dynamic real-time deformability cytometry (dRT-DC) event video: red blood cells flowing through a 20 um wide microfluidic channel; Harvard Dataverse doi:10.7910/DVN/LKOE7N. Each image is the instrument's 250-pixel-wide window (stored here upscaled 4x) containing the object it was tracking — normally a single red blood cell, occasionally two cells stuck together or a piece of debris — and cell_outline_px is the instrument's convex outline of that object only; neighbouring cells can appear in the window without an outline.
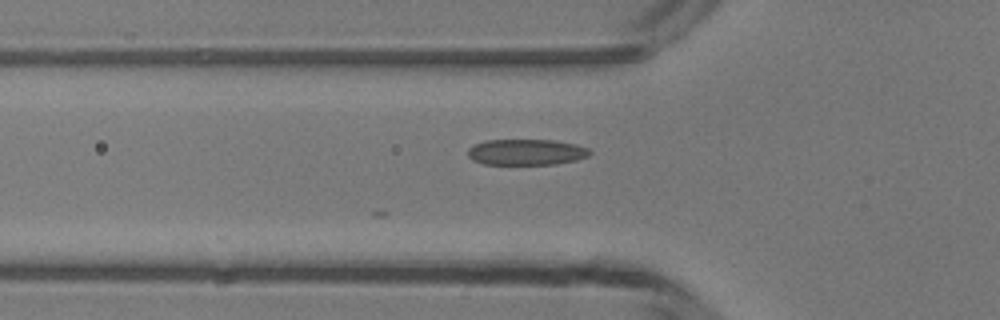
{"species": "common noctule bat (a hibernating species)", "species_latin": "Nyctalus noctula", "temperature_condition": "room temperature", "stored_images_in_passage": 23, "camera_frame_rate_fps": 3000, "um_per_image_px": 0.085, "animal": {"sex": "male", "body_mass_g": 13.3}, "frame": {"image": 1, "passage_image": 2, "time_ms": 0.333, "image_size_px": [1000, 320], "cell_outline_px": [[592, 152], [588, 156], [576, 160], [556, 164], [484, 164], [472, 160], [468, 156], [468, 148], [472, 144], [484, 140], [552, 140], [576, 144], [588, 148]], "centroid_in_image_um": [44.71, 12.92], "position_along_channel_um": 81.1, "area_um2": 18.55}}
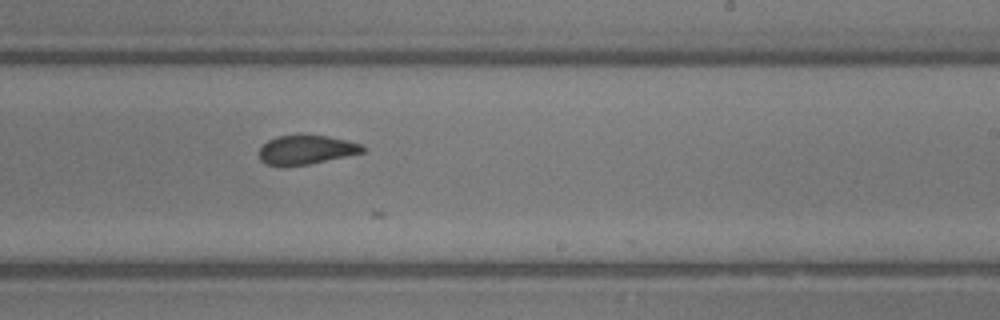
{"frame": {"image": 2, "passage_image": 15, "time_ms": 4.667, "image_size_px": [1000, 320], "cell_outline_px": [[368, 148], [364, 152], [308, 164], [268, 164], [260, 160], [260, 148], [268, 140], [276, 136], [300, 132], [328, 136], [364, 144]], "centroid_in_image_um": [26.08, 12.66], "position_along_channel_um": 262.9, "area_um2": 17.74}}
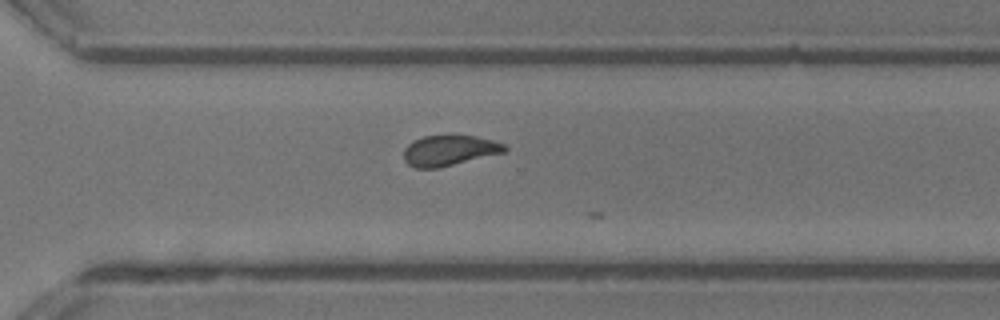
{"frame": {"image": 3, "passage_image": 20, "time_ms": 6.333, "image_size_px": [1000, 320], "cell_outline_px": [[508, 148], [504, 152], [436, 168], [416, 168], [408, 164], [404, 160], [404, 148], [412, 140], [424, 136], [452, 132], [476, 136], [492, 140], [504, 144]], "centroid_in_image_um": [38.16, 12.73], "position_along_channel_um": 332.4, "area_um2": 18.38}}